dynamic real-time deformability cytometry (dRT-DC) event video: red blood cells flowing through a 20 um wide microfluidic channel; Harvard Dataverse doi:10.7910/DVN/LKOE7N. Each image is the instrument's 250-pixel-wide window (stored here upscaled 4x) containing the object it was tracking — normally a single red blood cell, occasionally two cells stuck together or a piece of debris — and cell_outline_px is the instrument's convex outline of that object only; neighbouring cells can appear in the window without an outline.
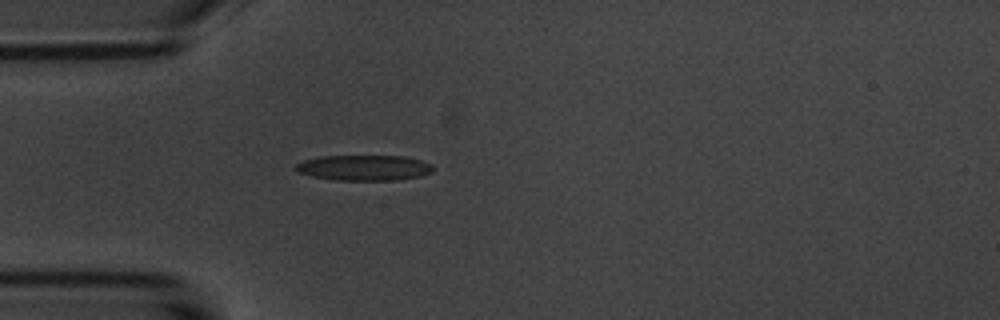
{"species": "common noctule bat (a hibernating species)", "species_latin": "Nyctalus noctula", "temperature_condition": "room temperature", "stored_images_in_passage": 2, "camera_frame_rate_fps": 3000, "um_per_image_px": 0.085, "animal": {"sex": "male", "body_mass_g": 20.1, "forearm_length_mm": 53.5}, "frame": {"image": 1, "passage_image": 2, "time_ms": 2.667, "image_size_px": [1000, 320], "cell_outline_px": [[432, 172], [420, 176], [400, 180], [332, 180], [312, 176], [300, 172], [292, 168], [296, 164], [304, 160], [320, 156], [404, 156], [420, 160], [432, 164]], "centroid_in_image_um": [30.93, 14.26], "position_along_channel_um": 54.1, "area_um2": 20.46}}